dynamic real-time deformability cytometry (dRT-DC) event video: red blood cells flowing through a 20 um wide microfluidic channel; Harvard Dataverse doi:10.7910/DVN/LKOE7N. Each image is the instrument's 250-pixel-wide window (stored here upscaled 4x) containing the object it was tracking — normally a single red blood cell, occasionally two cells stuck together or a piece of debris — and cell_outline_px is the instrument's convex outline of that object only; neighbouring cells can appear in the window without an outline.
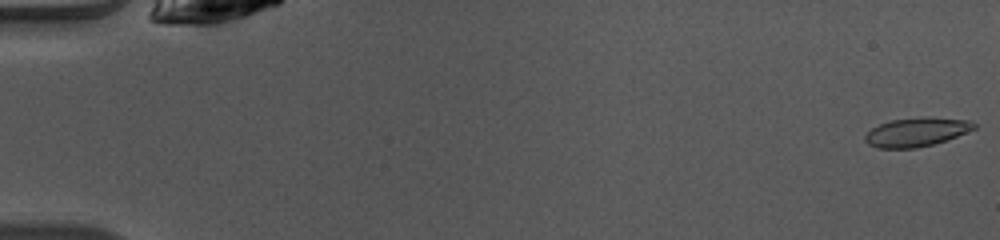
{"species": "common noctule bat (a hibernating species)", "species_latin": "Nyctalus noctula", "temperature_condition": "warm", "stored_images_in_passage": 16, "camera_frame_rate_fps": 3000, "um_per_image_px": 0.085, "animal": {"sex": "female", "body_mass_g": 10.0, "forearm_length_mm": 53.1}, "frame": {"image": 1, "passage_image": 1, "time_ms": 0.0, "image_size_px": [1000, 240], "cell_outline_px": [[976, 128], [956, 136], [932, 144], [916, 148], [876, 148], [868, 144], [864, 140], [864, 136], [872, 128], [880, 124], [892, 120], [924, 116], [972, 120], [976, 124]], "centroid_in_image_um": [77.9, 11.21], "position_along_channel_um": 7.1, "area_um2": 18.32}}
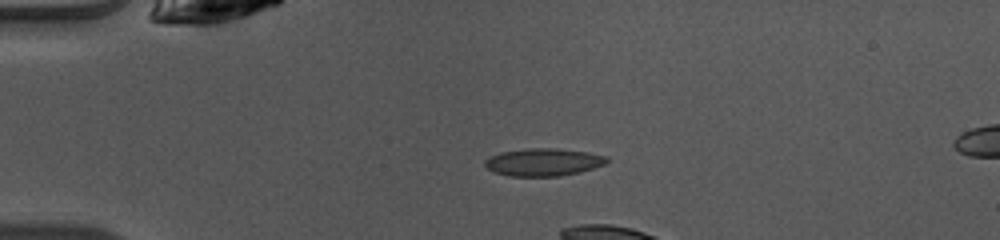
{"frame": {"image": 2, "passage_image": 12, "time_ms": 3.667, "image_size_px": [1000, 240], "cell_outline_px": [[608, 160], [604, 164], [580, 172], [560, 176], [508, 176], [496, 172], [488, 168], [484, 164], [484, 160], [500, 152], [532, 148], [556, 148], [588, 152], [608, 156]], "centroid_in_image_um": [46.2, 13.78], "position_along_channel_um": 38.8, "area_um2": 19.48}}